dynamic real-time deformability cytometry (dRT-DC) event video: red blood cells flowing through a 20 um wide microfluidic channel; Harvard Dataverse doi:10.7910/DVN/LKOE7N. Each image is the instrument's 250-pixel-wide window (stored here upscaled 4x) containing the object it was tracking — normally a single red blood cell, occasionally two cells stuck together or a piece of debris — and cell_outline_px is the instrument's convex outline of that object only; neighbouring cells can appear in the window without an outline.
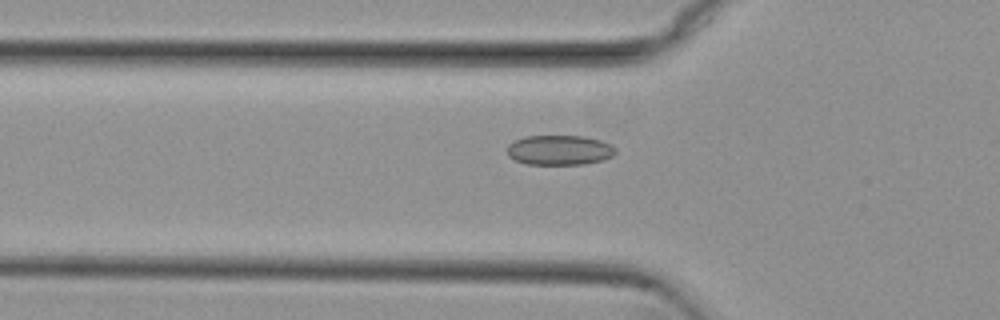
{"species": "common noctule bat (a hibernating species)", "species_latin": "Nyctalus noctula", "temperature_condition": "cold", "stored_images_in_passage": 54, "camera_frame_rate_fps": 3000, "um_per_image_px": 0.085, "animal": {"sex": "female", "body_mass_g": 29.2, "forearm_length_mm": 56.3}, "frame": {"image": 1, "passage_image": 18, "time_ms": 5.667, "image_size_px": [1000, 320], "cell_outline_px": [[616, 152], [612, 156], [604, 160], [584, 164], [528, 164], [516, 160], [508, 156], [508, 144], [524, 136], [584, 136], [600, 140], [612, 144], [616, 148]], "centroid_in_image_um": [47.59, 12.75], "position_along_channel_um": 78.2, "area_um2": 18.9}}
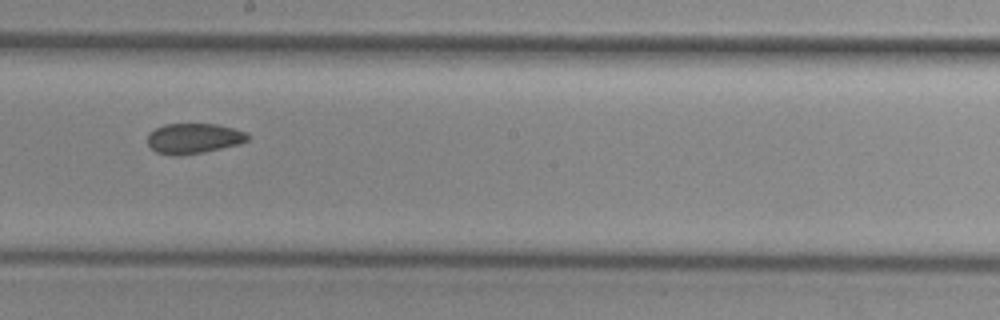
{"frame": {"image": 2, "passage_image": 30, "time_ms": 9.667, "image_size_px": [1000, 320], "cell_outline_px": [[248, 140], [240, 144], [204, 152], [180, 156], [172, 156], [156, 152], [148, 144], [148, 132], [164, 124], [216, 124], [248, 132]], "centroid_in_image_um": [16.46, 11.77], "position_along_channel_um": 231.7, "area_um2": 17.8}}
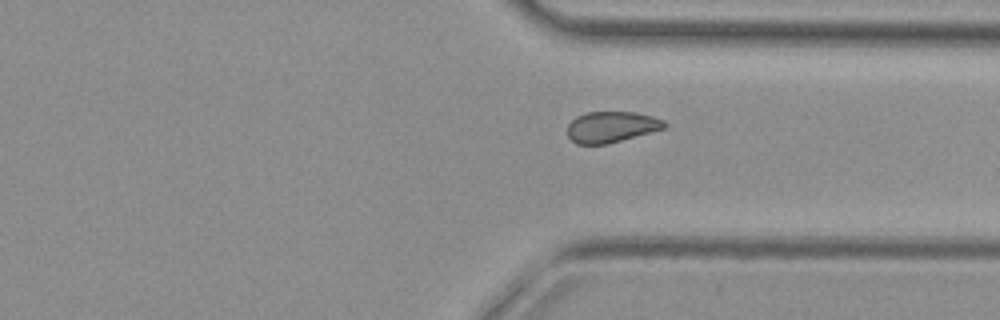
{"frame": {"image": 3, "passage_image": 40, "time_ms": 13.0, "image_size_px": [1000, 320], "cell_outline_px": [[668, 124], [664, 128], [608, 144], [576, 144], [568, 136], [568, 124], [576, 116], [588, 112], [636, 112], [652, 116], [664, 120]], "centroid_in_image_um": [51.96, 10.78], "position_along_channel_um": 359.4, "area_um2": 17.46}, "authors_computed_cell_mechanics": {"area_um2": 18.6116, "velocity_mm_per_s": 3.8288, "shape_relaxation_time_tau1_ms": 6.1317, "shape_relaxation_time_tau2_ms": 5.4606, "deformation_change_tau1": 0.0674, "deformation_change_tau2": 0.0971}}